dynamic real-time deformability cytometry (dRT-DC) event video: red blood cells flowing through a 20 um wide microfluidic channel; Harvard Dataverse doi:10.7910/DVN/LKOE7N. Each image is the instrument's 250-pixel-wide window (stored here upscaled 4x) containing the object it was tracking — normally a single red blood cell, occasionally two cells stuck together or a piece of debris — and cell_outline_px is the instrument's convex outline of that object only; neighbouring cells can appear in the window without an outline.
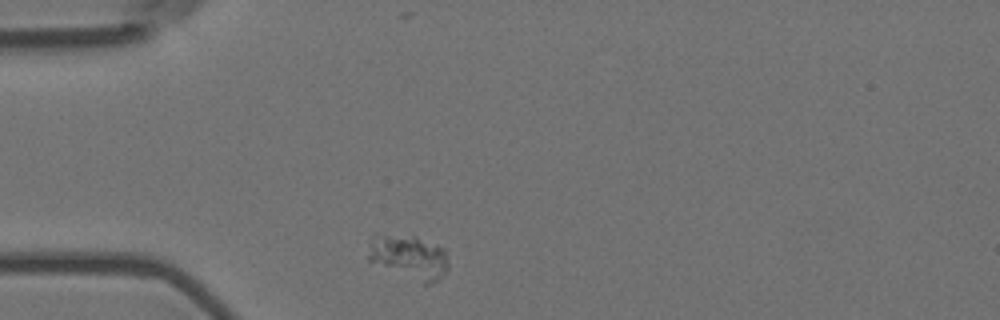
{"species": "Egyptian fruit bat (a non-hibernating species)", "species_latin": "Rousettus aegyptiacus", "temperature_condition": "room temperature", "stored_images_in_passage": 1, "camera_frame_rate_fps": 3000, "um_per_image_px": 0.085, "animal": {"sex": "female"}, "frame": {"image": 1, "passage_image": 1, "time_ms": 0.0, "image_size_px": [1000, 320], "cell_outline_px": [[448, 268], [432, 284], [424, 284], [368, 260], [368, 256], [372, 232], [412, 232], [448, 248]], "centroid_in_image_um": [34.78, 21.71], "position_along_channel_um": 50.2, "area_um2": 21.85}}